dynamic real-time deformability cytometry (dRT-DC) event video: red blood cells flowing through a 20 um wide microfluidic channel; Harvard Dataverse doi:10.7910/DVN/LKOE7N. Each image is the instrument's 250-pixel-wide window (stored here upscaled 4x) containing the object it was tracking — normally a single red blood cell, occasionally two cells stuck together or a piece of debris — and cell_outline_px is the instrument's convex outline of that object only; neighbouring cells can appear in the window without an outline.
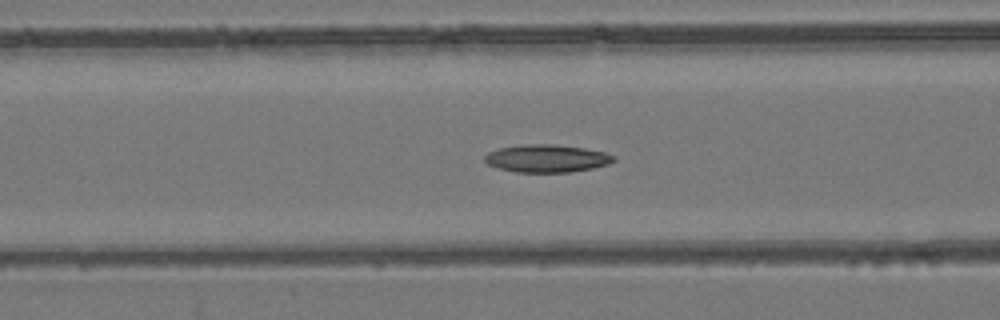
{"species": "common noctule bat (a hibernating species)", "species_latin": "Nyctalus noctula", "temperature_condition": "room temperature", "stored_images_in_passage": 44, "camera_frame_rate_fps": 3000, "um_per_image_px": 0.085, "animal": {"sex": "female", "body_mass_g": 24.6, "forearm_length_mm": 56.2}, "frame": {"image": 1, "passage_image": 22, "time_ms": 7.0, "image_size_px": [1000, 320], "cell_outline_px": [[616, 160], [608, 164], [592, 168], [568, 172], [516, 172], [500, 168], [488, 164], [484, 160], [484, 156], [488, 152], [500, 148], [528, 144], [556, 144], [584, 148], [604, 152], [616, 156]], "centroid_in_image_um": [46.5, 13.46], "position_along_channel_um": 120.1, "area_um2": 20.69}}
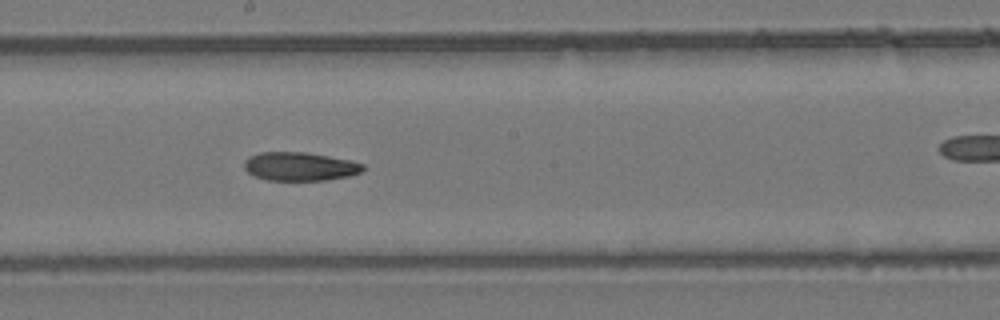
{"frame": {"image": 2, "passage_image": 30, "time_ms": 9.667, "image_size_px": [1000, 320], "cell_outline_px": [[364, 168], [360, 172], [348, 176], [324, 180], [268, 180], [256, 176], [248, 172], [244, 168], [244, 160], [260, 152], [304, 152], [328, 156], [348, 160], [364, 164]], "centroid_in_image_um": [25.47, 14.15], "position_along_channel_um": 222.7, "area_um2": 19.48}}
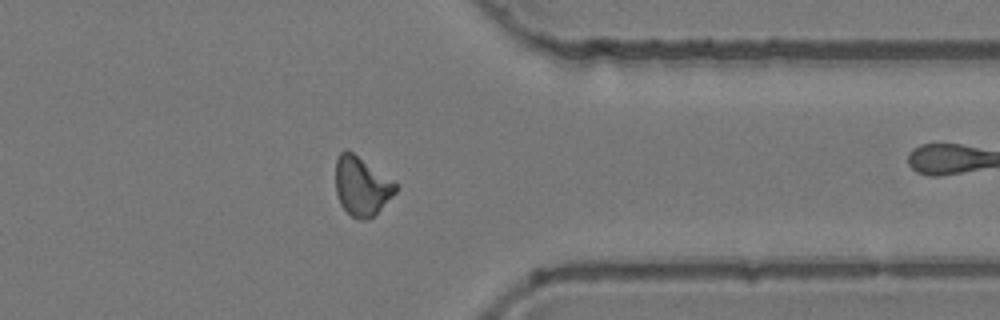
{"frame": {"image": 3, "passage_image": 43, "time_ms": 14.0, "image_size_px": [1000, 320], "cell_outline_px": [[396, 192], [368, 220], [360, 220], [352, 216], [340, 204], [336, 192], [336, 160], [340, 152], [344, 148], [352, 152], [396, 184]], "centroid_in_image_um": [30.69, 15.82], "position_along_channel_um": 380.7, "area_um2": 20.0}}